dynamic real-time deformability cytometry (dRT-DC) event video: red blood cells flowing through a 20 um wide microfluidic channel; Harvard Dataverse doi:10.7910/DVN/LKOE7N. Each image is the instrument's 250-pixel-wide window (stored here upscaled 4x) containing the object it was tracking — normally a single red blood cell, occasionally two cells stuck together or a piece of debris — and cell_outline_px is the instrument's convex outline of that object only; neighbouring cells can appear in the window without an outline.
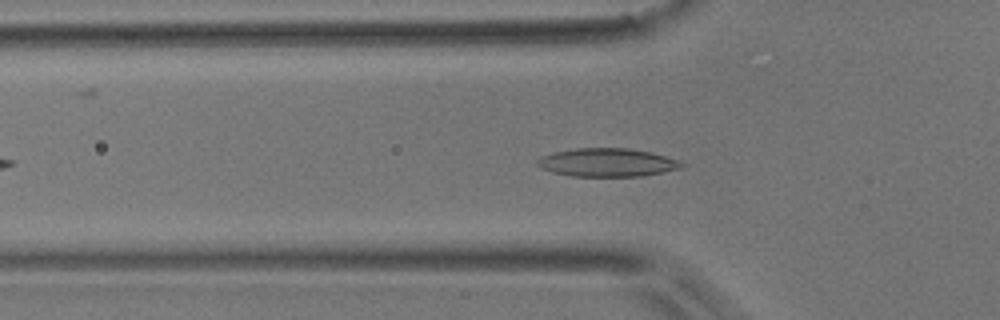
{"species": "common noctule bat (a hibernating species)", "species_latin": "Nyctalus noctula", "temperature_condition": "room temperature", "stored_images_in_passage": 38, "camera_frame_rate_fps": 3000, "um_per_image_px": 0.085, "animal": {"sex": "male", "body_mass_g": 17.9}, "frame": {"image": 1, "passage_image": 12, "time_ms": 3.667, "image_size_px": [1000, 320], "cell_outline_px": [[688, 164], [680, 168], [664, 172], [640, 176], [572, 176], [552, 172], [540, 168], [536, 164], [536, 160], [540, 156], [556, 152], [576, 148], [628, 148], [652, 152], [680, 160]], "centroid_in_image_um": [51.64, 13.81], "position_along_channel_um": 74.2, "area_um2": 23.99}}
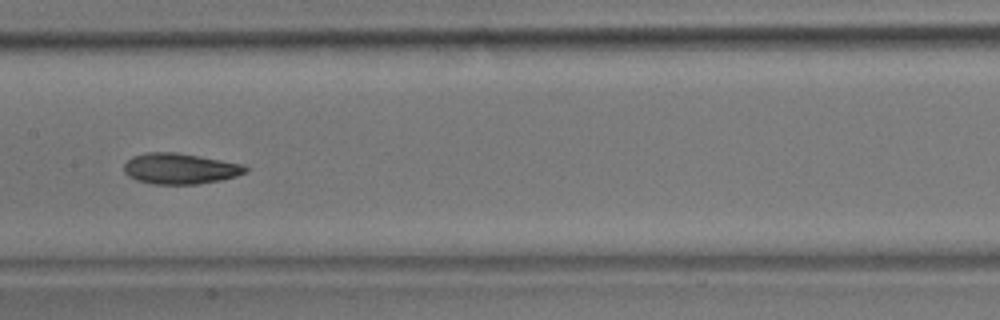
{"frame": {"image": 2, "passage_image": 21, "time_ms": 6.667, "image_size_px": [1000, 320], "cell_outline_px": [[248, 172], [236, 176], [220, 180], [196, 184], [152, 184], [136, 180], [128, 176], [124, 172], [124, 164], [132, 156], [148, 152], [176, 152], [200, 156], [244, 164], [248, 168]], "centroid_in_image_um": [15.31, 14.33], "position_along_channel_um": 192.1, "area_um2": 21.91}}
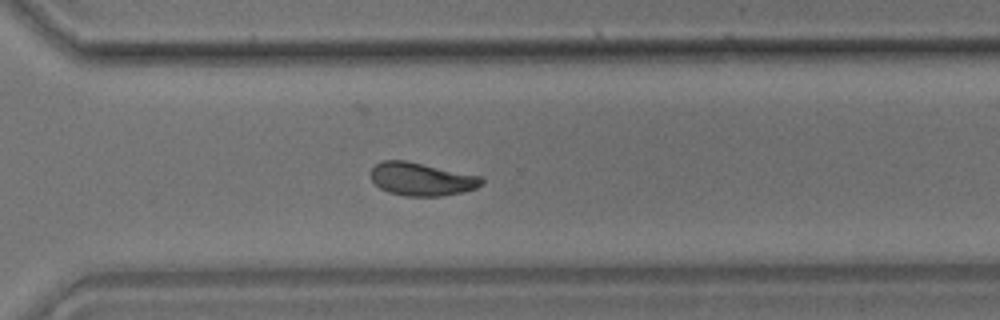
{"frame": {"image": 3, "passage_image": 32, "time_ms": 10.333, "image_size_px": [1000, 320], "cell_outline_px": [[484, 184], [476, 188], [464, 192], [440, 196], [404, 196], [388, 192], [380, 188], [372, 180], [368, 172], [376, 164], [384, 160], [408, 160], [484, 176]], "centroid_in_image_um": [35.87, 15.21], "position_along_channel_um": 334.7, "area_um2": 21.91}, "authors_computed_cell_mechanics": {"area_um2": 21.6172, "velocity_mm_per_s": 3.897, "shape_relaxation_time_tau1_ms": 6.7869, "shape_relaxation_time_tau2_ms": 2.3593, "deformation_change_tau1": 0.1644, "deformation_change_tau2": 0.0701}}